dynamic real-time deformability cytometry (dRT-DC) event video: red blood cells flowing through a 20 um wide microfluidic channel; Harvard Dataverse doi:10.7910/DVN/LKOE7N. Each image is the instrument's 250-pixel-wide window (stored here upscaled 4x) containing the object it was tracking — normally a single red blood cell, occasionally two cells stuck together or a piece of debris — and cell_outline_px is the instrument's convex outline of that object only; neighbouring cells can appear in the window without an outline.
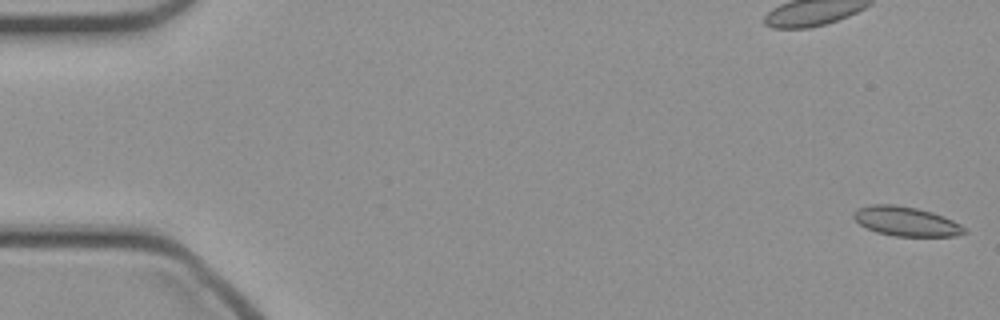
{"species": "common noctule bat (a hibernating species)", "species_latin": "Nyctalus noctula", "temperature_condition": "cold", "stored_images_in_passage": 49, "camera_frame_rate_fps": 3000, "um_per_image_px": 0.085, "animal": {"sex": "female", "body_mass_g": 21.9}, "frame": {"image": 1, "passage_image": 1, "time_ms": 0.0, "image_size_px": [1000, 320], "cell_outline_px": [[968, 232], [956, 236], [896, 236], [876, 232], [860, 224], [852, 216], [852, 212], [856, 208], [872, 204], [896, 204], [916, 208], [932, 212], [944, 216], [960, 224]], "centroid_in_image_um": [77.0, 18.8], "position_along_channel_um": 8.0, "area_um2": 19.02}}
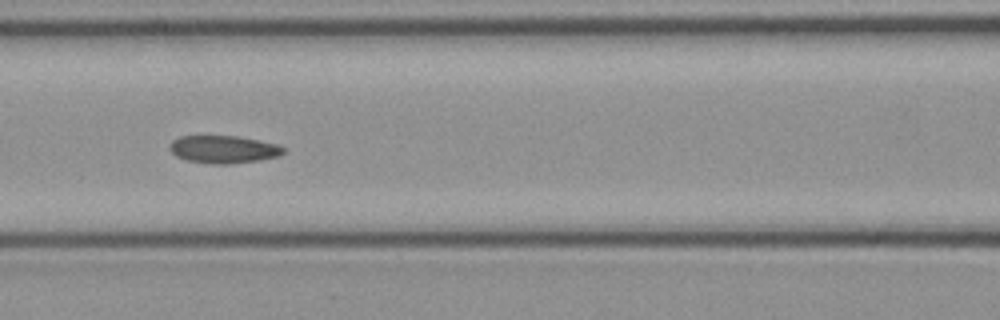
{"frame": {"image": 2, "passage_image": 21, "time_ms": 6.667, "image_size_px": [1000, 320], "cell_outline_px": [[284, 152], [280, 156], [260, 160], [232, 164], [212, 164], [184, 160], [176, 156], [168, 148], [168, 144], [172, 140], [180, 136], [240, 136], [280, 144], [284, 148]], "centroid_in_image_um": [19.0, 12.69], "position_along_channel_um": 147.6, "area_um2": 18.73}}
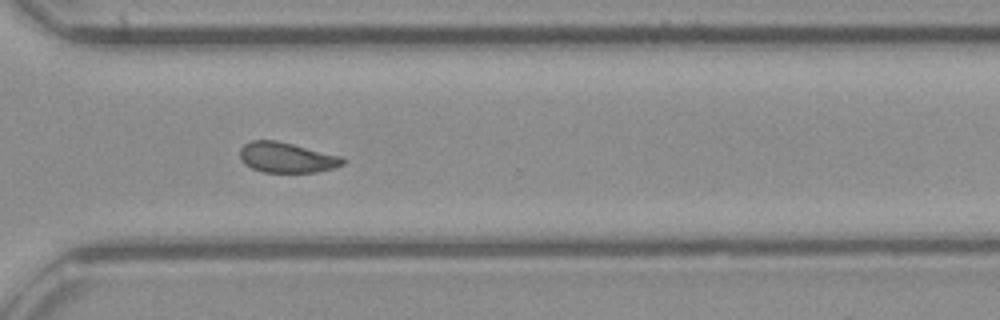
{"frame": {"image": 3, "passage_image": 35, "time_ms": 11.333, "image_size_px": [1000, 320], "cell_outline_px": [[348, 160], [344, 164], [336, 168], [316, 172], [264, 172], [252, 168], [244, 164], [240, 160], [240, 148], [244, 144], [252, 140], [276, 140], [344, 156]], "centroid_in_image_um": [24.42, 13.39], "position_along_channel_um": 346.2, "area_um2": 18.5}}